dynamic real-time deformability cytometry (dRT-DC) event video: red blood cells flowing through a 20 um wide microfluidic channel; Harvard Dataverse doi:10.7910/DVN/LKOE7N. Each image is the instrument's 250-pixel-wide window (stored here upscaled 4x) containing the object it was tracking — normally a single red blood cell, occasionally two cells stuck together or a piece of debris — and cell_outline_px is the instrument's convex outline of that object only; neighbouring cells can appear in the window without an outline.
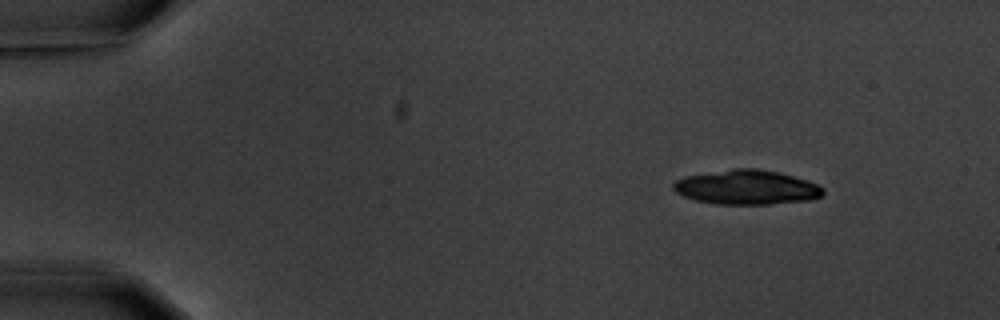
{"species": "common noctule bat (a hibernating species)", "species_latin": "Nyctalus noctula", "temperature_condition": "warm", "stored_images_in_passage": 4, "camera_frame_rate_fps": 3000, "um_per_image_px": 0.085, "animal": {"sex": "male", "body_mass_g": 20.1, "forearm_length_mm": 53.5}, "frame": {"image": 1, "passage_image": 1, "time_ms": 0.0, "image_size_px": [1000, 320], "cell_outline_px": [[824, 192], [820, 196], [808, 200], [768, 204], [716, 204], [696, 200], [684, 196], [676, 192], [672, 188], [672, 184], [676, 180], [684, 176], [732, 168], [756, 168], [780, 172], [808, 180], [824, 188]], "centroid_in_image_um": [63.45, 15.9], "position_along_channel_um": 21.6, "area_um2": 30.17}}